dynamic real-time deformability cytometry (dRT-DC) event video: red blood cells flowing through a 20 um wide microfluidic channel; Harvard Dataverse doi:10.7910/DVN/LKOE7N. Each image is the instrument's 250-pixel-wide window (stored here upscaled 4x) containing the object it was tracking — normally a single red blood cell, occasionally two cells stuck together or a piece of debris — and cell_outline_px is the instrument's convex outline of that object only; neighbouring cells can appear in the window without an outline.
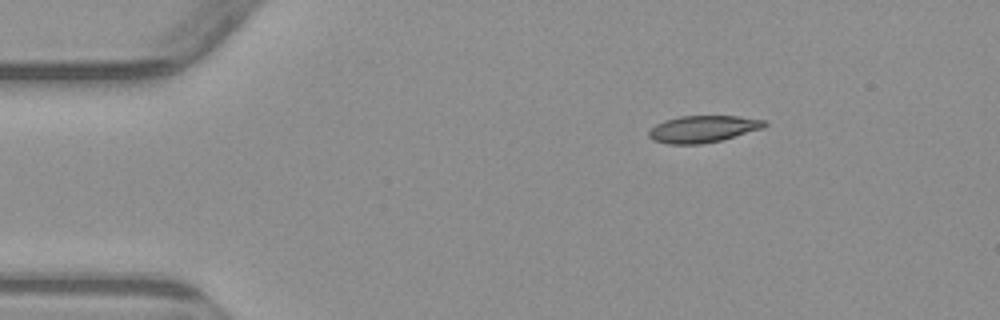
{"species": "common noctule bat (a hibernating species)", "species_latin": "Nyctalus noctula", "temperature_condition": "warm", "stored_images_in_passage": 2, "camera_frame_rate_fps": 3000, "um_per_image_px": 0.085, "animal": {"sex": "male", "body_mass_g": 23.1, "forearm_length_mm": 52.7}, "frame": {"image": 1, "passage_image": 1, "time_ms": 0.0, "image_size_px": [1000, 320], "cell_outline_px": [[768, 124], [764, 128], [720, 140], [700, 144], [668, 144], [652, 140], [648, 136], [648, 132], [656, 124], [664, 120], [680, 116], [740, 116], [768, 120]], "centroid_in_image_um": [59.77, 10.95], "position_along_channel_um": 25.2, "area_um2": 18.21}}